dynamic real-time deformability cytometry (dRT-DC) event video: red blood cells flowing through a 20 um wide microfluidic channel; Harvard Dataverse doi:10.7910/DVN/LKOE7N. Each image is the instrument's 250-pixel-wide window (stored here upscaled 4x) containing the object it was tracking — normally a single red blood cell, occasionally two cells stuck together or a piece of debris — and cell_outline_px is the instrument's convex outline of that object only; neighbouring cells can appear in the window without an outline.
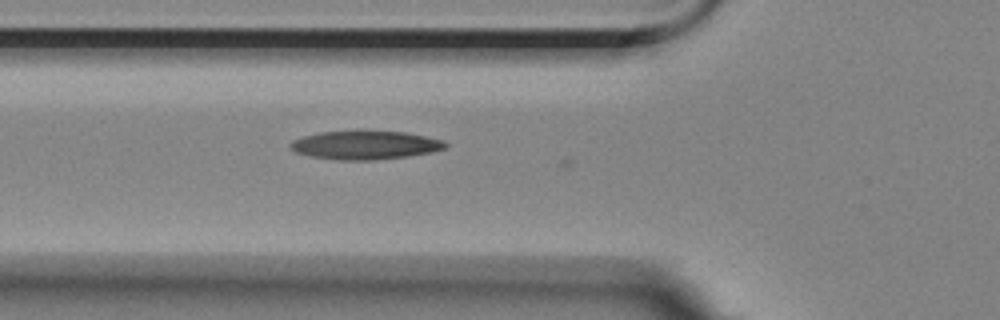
{"species": "Egyptian fruit bat (a non-hibernating species)", "species_latin": "Rousettus aegyptiacus", "temperature_condition": "room temperature", "stored_images_in_passage": 12, "camera_frame_rate_fps": 3000, "um_per_image_px": 0.085, "animal": {"sex": "female"}, "frame": {"image": 1, "passage_image": 3, "time_ms": 0.667, "image_size_px": [1000, 320], "cell_outline_px": [[448, 148], [432, 152], [408, 156], [372, 160], [340, 160], [312, 156], [296, 152], [288, 144], [292, 140], [304, 136], [320, 132], [360, 128], [404, 132], [444, 140], [448, 144]], "centroid_in_image_um": [31.07, 12.29], "position_along_channel_um": 94.7, "area_um2": 26.59}}
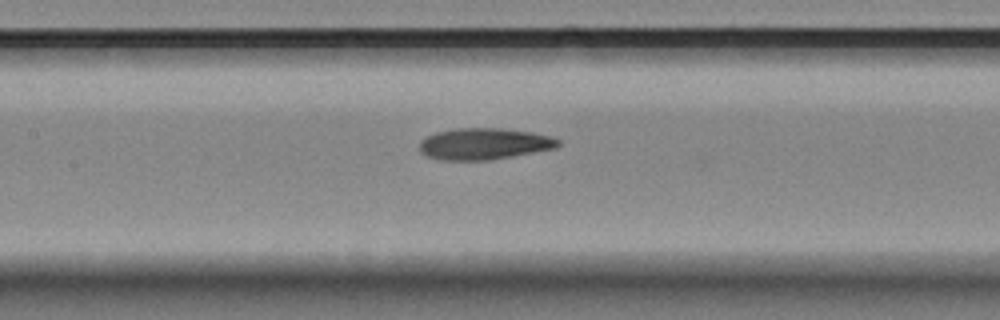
{"frame": {"image": 2, "passage_image": 9, "time_ms": 2.667, "image_size_px": [1000, 320], "cell_outline_px": [[560, 144], [556, 148], [512, 156], [488, 160], [440, 160], [428, 156], [420, 152], [420, 140], [436, 132], [456, 128], [500, 128], [532, 132], [552, 136], [560, 140]], "centroid_in_image_um": [41.16, 12.22], "position_along_channel_um": 166.2, "area_um2": 25.43}}
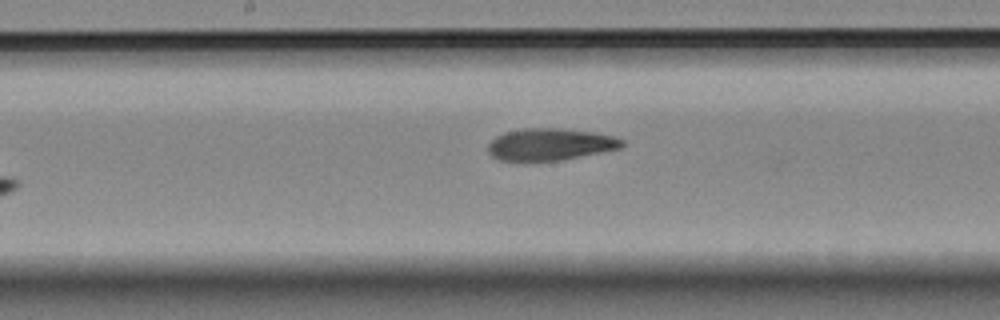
{"frame": {"image": 3, "passage_image": 12, "time_ms": 3.667, "image_size_px": [1000, 320], "cell_outline_px": [[624, 148], [560, 160], [532, 164], [524, 164], [496, 160], [488, 152], [488, 144], [496, 136], [504, 132], [524, 128], [556, 128], [596, 132], [616, 136], [624, 140]], "centroid_in_image_um": [46.73, 12.32], "position_along_channel_um": 201.5, "area_um2": 26.13}}